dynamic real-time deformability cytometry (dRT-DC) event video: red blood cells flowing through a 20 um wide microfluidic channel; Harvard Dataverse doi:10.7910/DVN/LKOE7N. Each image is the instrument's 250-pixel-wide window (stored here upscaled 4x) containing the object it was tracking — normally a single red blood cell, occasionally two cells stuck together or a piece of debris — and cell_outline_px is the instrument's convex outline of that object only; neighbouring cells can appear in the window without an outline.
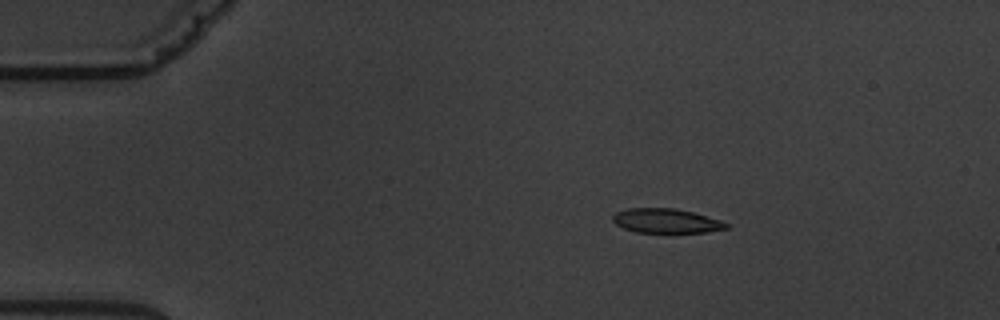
{"species": "common noctule bat (a hibernating species)", "species_latin": "Nyctalus noctula", "temperature_condition": "warm", "stored_images_in_passage": 6, "camera_frame_rate_fps": 3000, "um_per_image_px": 0.085, "animal": {"sex": "male", "body_mass_g": 19.5, "forearm_length_mm": 54.6}, "frame": {"image": 1, "passage_image": 3, "time_ms": 3.0, "image_size_px": [1000, 320], "cell_outline_px": [[728, 228], [708, 232], [636, 232], [624, 228], [616, 224], [612, 220], [612, 216], [616, 212], [628, 208], [676, 208], [692, 212], [720, 220], [728, 224]], "centroid_in_image_um": [56.6, 18.77], "position_along_channel_um": 28.4, "area_um2": 16.01}}